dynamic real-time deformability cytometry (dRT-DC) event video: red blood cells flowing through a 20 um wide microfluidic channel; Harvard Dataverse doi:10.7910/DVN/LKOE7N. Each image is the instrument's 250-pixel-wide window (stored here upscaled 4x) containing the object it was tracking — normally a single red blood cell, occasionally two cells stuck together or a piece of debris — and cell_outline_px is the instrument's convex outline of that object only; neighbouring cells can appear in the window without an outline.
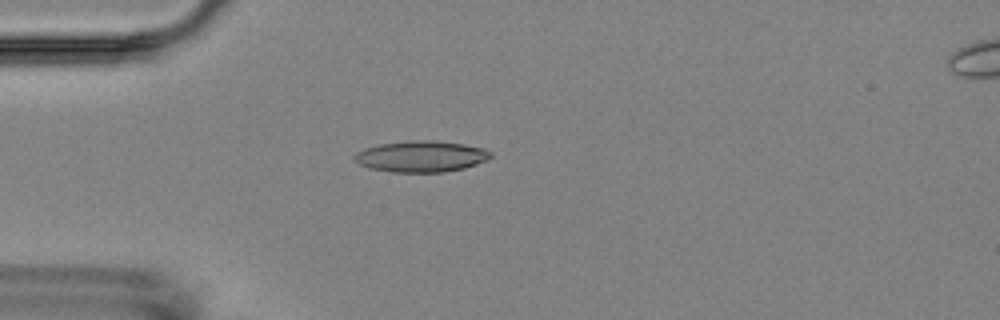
{"species": "Egyptian fruit bat (a non-hibernating species)", "species_latin": "Rousettus aegyptiacus", "temperature_condition": "room temperature", "stored_images_in_passage": 4, "camera_frame_rate_fps": 3000, "um_per_image_px": 0.085, "animal": {"sex": "female"}, "frame": {"image": 1, "passage_image": 3, "time_ms": 3.333, "image_size_px": [1000, 320], "cell_outline_px": [[492, 156], [488, 160], [464, 168], [444, 172], [392, 172], [368, 168], [352, 160], [352, 156], [356, 152], [380, 144], [408, 140], [436, 140], [464, 144], [484, 148], [492, 152]], "centroid_in_image_um": [35.8, 13.29], "position_along_channel_um": 49.2, "area_um2": 24.97}}